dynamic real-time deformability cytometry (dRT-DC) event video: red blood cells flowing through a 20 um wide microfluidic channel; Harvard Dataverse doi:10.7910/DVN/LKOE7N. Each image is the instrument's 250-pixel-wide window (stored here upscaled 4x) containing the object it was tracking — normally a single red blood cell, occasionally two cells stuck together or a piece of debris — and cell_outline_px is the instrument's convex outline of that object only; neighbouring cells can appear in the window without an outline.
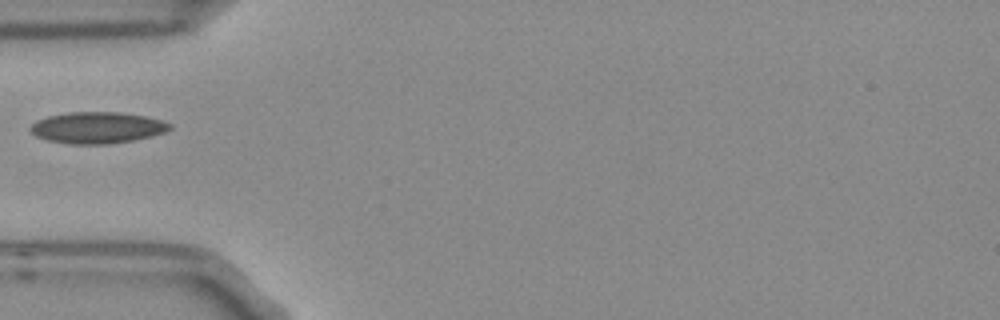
{"species": "Egyptian fruit bat (a non-hibernating species)", "species_latin": "Rousettus aegyptiacus", "temperature_condition": "room temperature", "stored_images_in_passage": 6, "camera_frame_rate_fps": 3000, "um_per_image_px": 0.085, "frame": {"image": 1, "passage_image": 5, "time_ms": 1.333, "image_size_px": [1000, 320], "cell_outline_px": [[172, 128], [164, 132], [152, 136], [132, 140], [108, 144], [72, 144], [48, 140], [36, 136], [32, 132], [32, 124], [36, 120], [48, 116], [68, 112], [120, 112], [144, 116], [164, 120], [172, 124]], "centroid_in_image_um": [8.3, 10.84], "position_along_channel_um": 76.7, "area_um2": 25.43}}
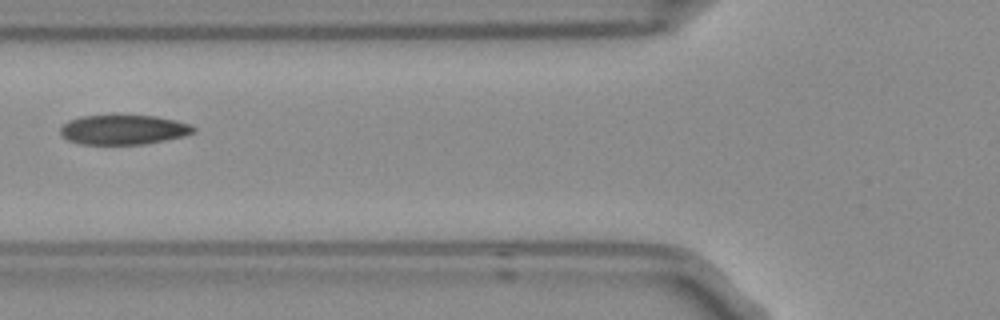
{"frame": {"image": 2, "passage_image": 6, "time_ms": 1.667, "image_size_px": [1000, 320], "cell_outline_px": [[196, 132], [180, 136], [140, 144], [84, 144], [68, 140], [60, 132], [60, 128], [68, 120], [80, 116], [156, 116], [176, 120], [188, 124], [196, 128]], "centroid_in_image_um": [10.46, 11.01], "position_along_channel_um": 115.3, "area_um2": 22.48}}